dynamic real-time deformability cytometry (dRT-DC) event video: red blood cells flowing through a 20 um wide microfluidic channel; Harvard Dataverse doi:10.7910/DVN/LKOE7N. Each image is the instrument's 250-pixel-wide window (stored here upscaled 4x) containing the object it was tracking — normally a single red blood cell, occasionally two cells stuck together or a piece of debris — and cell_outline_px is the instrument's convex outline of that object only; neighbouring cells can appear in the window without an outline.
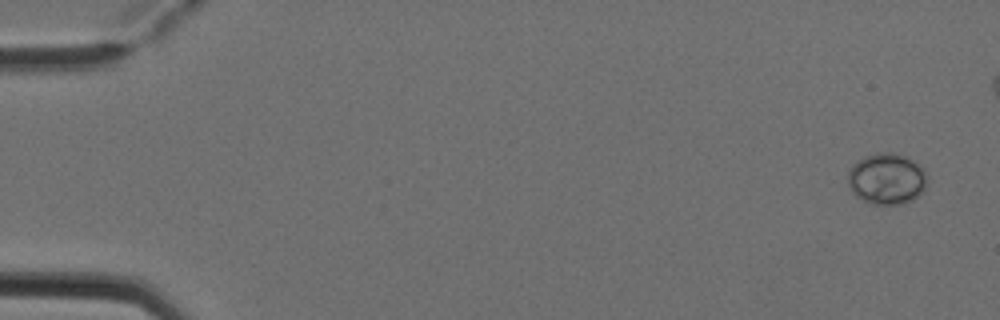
{"species": "Egyptian fruit bat (a non-hibernating species)", "species_latin": "Rousettus aegyptiacus", "temperature_condition": "cold", "stored_images_in_passage": 6, "camera_frame_rate_fps": 3000, "um_per_image_px": 0.085, "animal": {"sex": "female"}, "frame": {"image": 1, "passage_image": 1, "time_ms": 0.0, "image_size_px": [1000, 320], "cell_outline_px": [[928, 180], [924, 192], [912, 200], [904, 204], [872, 204], [856, 196], [852, 192], [848, 184], [848, 172], [852, 164], [856, 160], [864, 156], [876, 152], [888, 152], [908, 156], [924, 168]], "centroid_in_image_um": [75.39, 15.18], "position_along_channel_um": 9.6, "area_um2": 24.16}}